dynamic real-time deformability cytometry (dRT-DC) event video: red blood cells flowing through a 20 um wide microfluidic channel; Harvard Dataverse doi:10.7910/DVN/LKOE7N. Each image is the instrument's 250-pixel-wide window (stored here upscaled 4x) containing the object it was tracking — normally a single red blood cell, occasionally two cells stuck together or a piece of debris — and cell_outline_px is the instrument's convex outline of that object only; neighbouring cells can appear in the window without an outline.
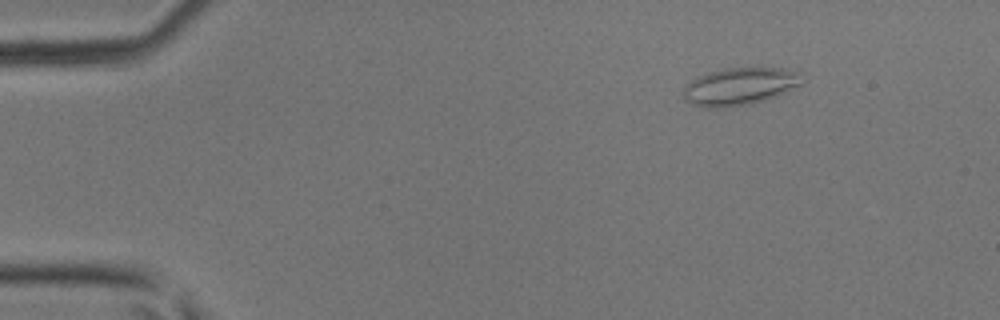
{"species": "common noctule bat (a hibernating species)", "species_latin": "Nyctalus noctula", "temperature_condition": "room temperature", "stored_images_in_passage": 46, "camera_frame_rate_fps": 3000, "um_per_image_px": 0.085, "animal": {"sex": "male", "body_mass_g": 17.9, "forearm_length_mm": 54.2}, "frame": {"image": 1, "passage_image": 7, "time_ms": 2.0, "image_size_px": [1000, 320], "cell_outline_px": [[804, 84], [776, 96], [748, 104], [724, 108], [704, 108], [692, 104], [684, 100], [684, 84], [696, 76], [708, 72], [724, 68], [756, 64], [784, 68], [800, 72]], "centroid_in_image_um": [62.9, 7.28], "position_along_channel_um": 22.1, "area_um2": 27.11}}
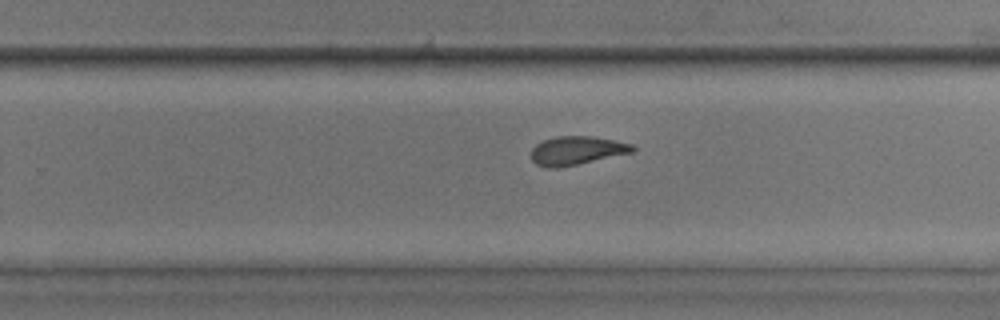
{"frame": {"image": 2, "passage_image": 31, "time_ms": 10.0, "image_size_px": [1000, 320], "cell_outline_px": [[636, 152], [556, 168], [548, 168], [536, 164], [532, 160], [532, 148], [536, 144], [544, 140], [556, 136], [592, 136], [616, 140], [632, 144], [636, 148]], "centroid_in_image_um": [49.06, 12.79], "position_along_channel_um": 280.7, "area_um2": 16.94}}
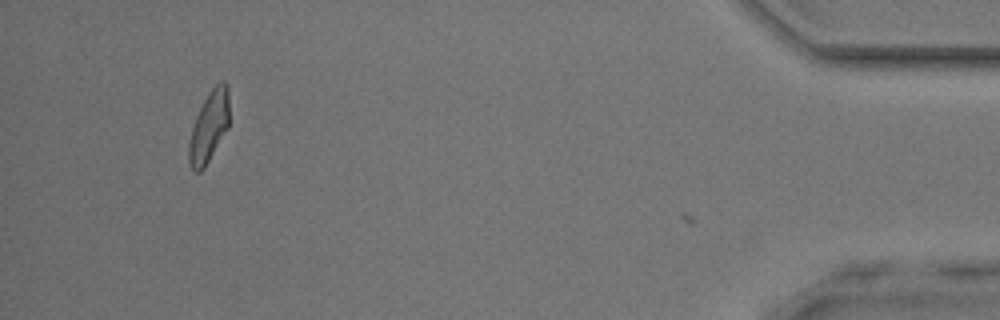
{"frame": {"image": 3, "passage_image": 45, "time_ms": 14.667, "image_size_px": [1000, 320], "cell_outline_px": [[228, 128], [204, 168], [200, 172], [196, 172], [192, 168], [188, 160], [188, 144], [192, 128], [196, 116], [208, 92], [220, 80], [224, 80], [228, 84]], "centroid_in_image_um": [17.76, 10.75], "position_along_channel_um": 417.4, "area_um2": 16.59}}